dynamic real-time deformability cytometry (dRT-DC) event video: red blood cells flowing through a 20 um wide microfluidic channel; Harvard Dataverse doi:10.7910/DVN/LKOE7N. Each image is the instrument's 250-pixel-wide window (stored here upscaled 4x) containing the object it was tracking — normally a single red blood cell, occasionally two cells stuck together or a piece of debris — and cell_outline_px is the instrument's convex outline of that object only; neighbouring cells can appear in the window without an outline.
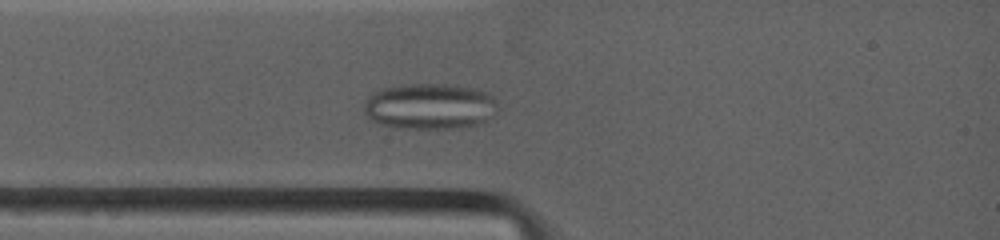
{"species": "common noctule bat (a hibernating species)", "species_latin": "Nyctalus noctula", "temperature_condition": "warm", "stored_images_in_passage": 4, "camera_frame_rate_fps": 4500, "um_per_image_px": 0.085, "animal": {"sex": "female", "body_mass_g": 19.0, "forearm_length_mm": 53.3}, "frame": {"image": 1, "passage_image": 4, "time_ms": 1.778, "image_size_px": [1000, 240], "cell_outline_px": [[500, 108], [492, 116], [476, 124], [448, 128], [396, 128], [372, 120], [364, 112], [364, 100], [368, 96], [384, 88], [408, 84], [448, 84], [472, 88], [484, 92], [492, 96], [496, 100]], "centroid_in_image_um": [36.53, 9.03], "position_along_channel_um": 48.5, "area_um2": 35.49}}